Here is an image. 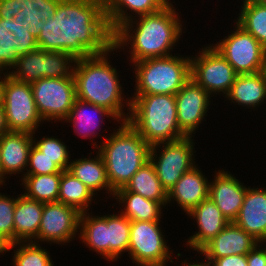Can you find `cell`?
<instances>
[{
  "label": "cell",
  "instance_id": "4dcf8cb0",
  "mask_svg": "<svg viewBox=\"0 0 266 266\" xmlns=\"http://www.w3.org/2000/svg\"><path fill=\"white\" fill-rule=\"evenodd\" d=\"M96 198L98 197L85 184L68 170H63L60 179L58 202L72 206L80 213H83L90 211L91 203L93 201L95 203Z\"/></svg>",
  "mask_w": 266,
  "mask_h": 266
},
{
  "label": "cell",
  "instance_id": "8fae6325",
  "mask_svg": "<svg viewBox=\"0 0 266 266\" xmlns=\"http://www.w3.org/2000/svg\"><path fill=\"white\" fill-rule=\"evenodd\" d=\"M3 107L9 132L38 133L44 123L38 114L31 84L14 79L6 70Z\"/></svg>",
  "mask_w": 266,
  "mask_h": 266
},
{
  "label": "cell",
  "instance_id": "e575fe53",
  "mask_svg": "<svg viewBox=\"0 0 266 266\" xmlns=\"http://www.w3.org/2000/svg\"><path fill=\"white\" fill-rule=\"evenodd\" d=\"M16 247V248H15ZM13 249V266H55L50 252L40 244L33 242H16L9 245L6 252Z\"/></svg>",
  "mask_w": 266,
  "mask_h": 266
},
{
  "label": "cell",
  "instance_id": "bcb514c9",
  "mask_svg": "<svg viewBox=\"0 0 266 266\" xmlns=\"http://www.w3.org/2000/svg\"><path fill=\"white\" fill-rule=\"evenodd\" d=\"M255 1L261 4L262 6L266 7V0H255Z\"/></svg>",
  "mask_w": 266,
  "mask_h": 266
},
{
  "label": "cell",
  "instance_id": "f546056e",
  "mask_svg": "<svg viewBox=\"0 0 266 266\" xmlns=\"http://www.w3.org/2000/svg\"><path fill=\"white\" fill-rule=\"evenodd\" d=\"M124 188L146 199L160 202L164 207L167 206L168 193L160 183L150 160L132 176Z\"/></svg>",
  "mask_w": 266,
  "mask_h": 266
},
{
  "label": "cell",
  "instance_id": "4316f807",
  "mask_svg": "<svg viewBox=\"0 0 266 266\" xmlns=\"http://www.w3.org/2000/svg\"><path fill=\"white\" fill-rule=\"evenodd\" d=\"M44 203L19 194L14 210V243L33 242L38 236Z\"/></svg>",
  "mask_w": 266,
  "mask_h": 266
},
{
  "label": "cell",
  "instance_id": "6da1fadb",
  "mask_svg": "<svg viewBox=\"0 0 266 266\" xmlns=\"http://www.w3.org/2000/svg\"><path fill=\"white\" fill-rule=\"evenodd\" d=\"M104 0H61L56 14L42 21L31 44L46 51H61L76 59L101 55L113 47Z\"/></svg>",
  "mask_w": 266,
  "mask_h": 266
},
{
  "label": "cell",
  "instance_id": "277c9868",
  "mask_svg": "<svg viewBox=\"0 0 266 266\" xmlns=\"http://www.w3.org/2000/svg\"><path fill=\"white\" fill-rule=\"evenodd\" d=\"M119 124L113 133L103 136L102 143L92 142L104 161L107 179L114 191L125 187L132 176L149 161L151 148L128 122Z\"/></svg>",
  "mask_w": 266,
  "mask_h": 266
},
{
  "label": "cell",
  "instance_id": "f6af8a7d",
  "mask_svg": "<svg viewBox=\"0 0 266 266\" xmlns=\"http://www.w3.org/2000/svg\"><path fill=\"white\" fill-rule=\"evenodd\" d=\"M10 243L0 234V254L4 255Z\"/></svg>",
  "mask_w": 266,
  "mask_h": 266
},
{
  "label": "cell",
  "instance_id": "ba28073f",
  "mask_svg": "<svg viewBox=\"0 0 266 266\" xmlns=\"http://www.w3.org/2000/svg\"><path fill=\"white\" fill-rule=\"evenodd\" d=\"M193 138L185 137L172 142H162L150 148L149 160L167 193L185 172L196 165Z\"/></svg>",
  "mask_w": 266,
  "mask_h": 266
},
{
  "label": "cell",
  "instance_id": "e0dca14e",
  "mask_svg": "<svg viewBox=\"0 0 266 266\" xmlns=\"http://www.w3.org/2000/svg\"><path fill=\"white\" fill-rule=\"evenodd\" d=\"M215 175L209 183L208 197L216 204L229 222H234L242 207L248 186L228 172V170H215Z\"/></svg>",
  "mask_w": 266,
  "mask_h": 266
},
{
  "label": "cell",
  "instance_id": "8d00e7d4",
  "mask_svg": "<svg viewBox=\"0 0 266 266\" xmlns=\"http://www.w3.org/2000/svg\"><path fill=\"white\" fill-rule=\"evenodd\" d=\"M0 192V234L10 243H14V210L17 197Z\"/></svg>",
  "mask_w": 266,
  "mask_h": 266
},
{
  "label": "cell",
  "instance_id": "d6986e66",
  "mask_svg": "<svg viewBox=\"0 0 266 266\" xmlns=\"http://www.w3.org/2000/svg\"><path fill=\"white\" fill-rule=\"evenodd\" d=\"M187 216L195 219L198 231L189 236L186 246L196 252H199L230 223L209 197L194 207Z\"/></svg>",
  "mask_w": 266,
  "mask_h": 266
},
{
  "label": "cell",
  "instance_id": "9c48e42d",
  "mask_svg": "<svg viewBox=\"0 0 266 266\" xmlns=\"http://www.w3.org/2000/svg\"><path fill=\"white\" fill-rule=\"evenodd\" d=\"M159 225L160 221H131L127 255L136 266H168V263H173L174 251L167 245Z\"/></svg>",
  "mask_w": 266,
  "mask_h": 266
},
{
  "label": "cell",
  "instance_id": "9a60e30c",
  "mask_svg": "<svg viewBox=\"0 0 266 266\" xmlns=\"http://www.w3.org/2000/svg\"><path fill=\"white\" fill-rule=\"evenodd\" d=\"M80 215L76 208L61 202L44 203L38 236L33 243L69 244L79 235Z\"/></svg>",
  "mask_w": 266,
  "mask_h": 266
},
{
  "label": "cell",
  "instance_id": "83f0119b",
  "mask_svg": "<svg viewBox=\"0 0 266 266\" xmlns=\"http://www.w3.org/2000/svg\"><path fill=\"white\" fill-rule=\"evenodd\" d=\"M113 198L123 206L119 212L130 221H161L163 217L162 209L165 207L160 202L146 199L124 187L117 189Z\"/></svg>",
  "mask_w": 266,
  "mask_h": 266
},
{
  "label": "cell",
  "instance_id": "ffe728a7",
  "mask_svg": "<svg viewBox=\"0 0 266 266\" xmlns=\"http://www.w3.org/2000/svg\"><path fill=\"white\" fill-rule=\"evenodd\" d=\"M259 241L246 233L234 222H230L215 238L197 254L205 259H219L232 255H247Z\"/></svg>",
  "mask_w": 266,
  "mask_h": 266
},
{
  "label": "cell",
  "instance_id": "3957f363",
  "mask_svg": "<svg viewBox=\"0 0 266 266\" xmlns=\"http://www.w3.org/2000/svg\"><path fill=\"white\" fill-rule=\"evenodd\" d=\"M114 52L119 51L113 46L104 54L76 59L73 70L76 98L109 110L119 122H127L131 99L125 98L119 79L120 72L109 61V56Z\"/></svg>",
  "mask_w": 266,
  "mask_h": 266
},
{
  "label": "cell",
  "instance_id": "7bdbcfd3",
  "mask_svg": "<svg viewBox=\"0 0 266 266\" xmlns=\"http://www.w3.org/2000/svg\"><path fill=\"white\" fill-rule=\"evenodd\" d=\"M8 132L9 129L6 122L5 109L3 106H0V136Z\"/></svg>",
  "mask_w": 266,
  "mask_h": 266
},
{
  "label": "cell",
  "instance_id": "ab89813d",
  "mask_svg": "<svg viewBox=\"0 0 266 266\" xmlns=\"http://www.w3.org/2000/svg\"><path fill=\"white\" fill-rule=\"evenodd\" d=\"M210 266H248L247 255H232L219 259H205Z\"/></svg>",
  "mask_w": 266,
  "mask_h": 266
},
{
  "label": "cell",
  "instance_id": "d590c367",
  "mask_svg": "<svg viewBox=\"0 0 266 266\" xmlns=\"http://www.w3.org/2000/svg\"><path fill=\"white\" fill-rule=\"evenodd\" d=\"M33 135V145L44 153L45 156L52 159L62 170H68L71 162V156L67 144L55 136H43L37 140L35 133ZM37 140V141H36Z\"/></svg>",
  "mask_w": 266,
  "mask_h": 266
},
{
  "label": "cell",
  "instance_id": "d4e9b609",
  "mask_svg": "<svg viewBox=\"0 0 266 266\" xmlns=\"http://www.w3.org/2000/svg\"><path fill=\"white\" fill-rule=\"evenodd\" d=\"M235 105L257 109L266 100V70L254 74H239L224 97ZM266 103V101H265Z\"/></svg>",
  "mask_w": 266,
  "mask_h": 266
},
{
  "label": "cell",
  "instance_id": "cb8c5ba5",
  "mask_svg": "<svg viewBox=\"0 0 266 266\" xmlns=\"http://www.w3.org/2000/svg\"><path fill=\"white\" fill-rule=\"evenodd\" d=\"M170 2V0H104V7L108 24L114 33L125 22L138 16L155 13Z\"/></svg>",
  "mask_w": 266,
  "mask_h": 266
},
{
  "label": "cell",
  "instance_id": "7c38bea8",
  "mask_svg": "<svg viewBox=\"0 0 266 266\" xmlns=\"http://www.w3.org/2000/svg\"><path fill=\"white\" fill-rule=\"evenodd\" d=\"M197 54L190 56V77L212 97L218 94L225 97L238 74L211 44L203 45Z\"/></svg>",
  "mask_w": 266,
  "mask_h": 266
},
{
  "label": "cell",
  "instance_id": "603a6c76",
  "mask_svg": "<svg viewBox=\"0 0 266 266\" xmlns=\"http://www.w3.org/2000/svg\"><path fill=\"white\" fill-rule=\"evenodd\" d=\"M103 117L113 119V122L115 120L117 124L120 123L109 110L76 98L70 114L63 122L73 125L72 129H74L75 134L84 139L89 137L92 142L97 136H103V134L100 135L102 129L100 128L102 126L101 123L104 122Z\"/></svg>",
  "mask_w": 266,
  "mask_h": 266
},
{
  "label": "cell",
  "instance_id": "836d02e7",
  "mask_svg": "<svg viewBox=\"0 0 266 266\" xmlns=\"http://www.w3.org/2000/svg\"><path fill=\"white\" fill-rule=\"evenodd\" d=\"M236 21L266 49V7L255 0H243Z\"/></svg>",
  "mask_w": 266,
  "mask_h": 266
},
{
  "label": "cell",
  "instance_id": "60d3db41",
  "mask_svg": "<svg viewBox=\"0 0 266 266\" xmlns=\"http://www.w3.org/2000/svg\"><path fill=\"white\" fill-rule=\"evenodd\" d=\"M247 263L248 266H266L265 241L259 242V244L247 254Z\"/></svg>",
  "mask_w": 266,
  "mask_h": 266
},
{
  "label": "cell",
  "instance_id": "52a82bcc",
  "mask_svg": "<svg viewBox=\"0 0 266 266\" xmlns=\"http://www.w3.org/2000/svg\"><path fill=\"white\" fill-rule=\"evenodd\" d=\"M130 66L135 72L133 95H175L191 78L190 55L149 58Z\"/></svg>",
  "mask_w": 266,
  "mask_h": 266
},
{
  "label": "cell",
  "instance_id": "ac0fdd59",
  "mask_svg": "<svg viewBox=\"0 0 266 266\" xmlns=\"http://www.w3.org/2000/svg\"><path fill=\"white\" fill-rule=\"evenodd\" d=\"M32 145L33 135L30 133L8 132L0 136L1 186H4L7 177L12 175L21 174L22 178L24 177Z\"/></svg>",
  "mask_w": 266,
  "mask_h": 266
},
{
  "label": "cell",
  "instance_id": "1f68e13d",
  "mask_svg": "<svg viewBox=\"0 0 266 266\" xmlns=\"http://www.w3.org/2000/svg\"><path fill=\"white\" fill-rule=\"evenodd\" d=\"M62 172L43 175H24L21 178V186H24L22 194L27 198L42 203L57 202L60 190Z\"/></svg>",
  "mask_w": 266,
  "mask_h": 266
},
{
  "label": "cell",
  "instance_id": "4fadbf2b",
  "mask_svg": "<svg viewBox=\"0 0 266 266\" xmlns=\"http://www.w3.org/2000/svg\"><path fill=\"white\" fill-rule=\"evenodd\" d=\"M38 114L46 122H63L76 99L75 79L42 78L31 83ZM53 120V121H52Z\"/></svg>",
  "mask_w": 266,
  "mask_h": 266
},
{
  "label": "cell",
  "instance_id": "7a4b0ae2",
  "mask_svg": "<svg viewBox=\"0 0 266 266\" xmlns=\"http://www.w3.org/2000/svg\"><path fill=\"white\" fill-rule=\"evenodd\" d=\"M172 3L155 13L131 19L114 32L113 46L119 51L126 46L129 63L174 54L171 52L183 36L184 22Z\"/></svg>",
  "mask_w": 266,
  "mask_h": 266
},
{
  "label": "cell",
  "instance_id": "30bf717a",
  "mask_svg": "<svg viewBox=\"0 0 266 266\" xmlns=\"http://www.w3.org/2000/svg\"><path fill=\"white\" fill-rule=\"evenodd\" d=\"M234 30L212 46L239 74H254L266 70V49L237 22Z\"/></svg>",
  "mask_w": 266,
  "mask_h": 266
},
{
  "label": "cell",
  "instance_id": "2e32d148",
  "mask_svg": "<svg viewBox=\"0 0 266 266\" xmlns=\"http://www.w3.org/2000/svg\"><path fill=\"white\" fill-rule=\"evenodd\" d=\"M211 97L192 78L175 94L178 125L186 137H194L199 125L206 121Z\"/></svg>",
  "mask_w": 266,
  "mask_h": 266
},
{
  "label": "cell",
  "instance_id": "7402d4cb",
  "mask_svg": "<svg viewBox=\"0 0 266 266\" xmlns=\"http://www.w3.org/2000/svg\"><path fill=\"white\" fill-rule=\"evenodd\" d=\"M234 223L257 241H266V188H247Z\"/></svg>",
  "mask_w": 266,
  "mask_h": 266
},
{
  "label": "cell",
  "instance_id": "8992f818",
  "mask_svg": "<svg viewBox=\"0 0 266 266\" xmlns=\"http://www.w3.org/2000/svg\"><path fill=\"white\" fill-rule=\"evenodd\" d=\"M130 99L127 122L150 146L186 137L178 125L175 95H131Z\"/></svg>",
  "mask_w": 266,
  "mask_h": 266
},
{
  "label": "cell",
  "instance_id": "74e56055",
  "mask_svg": "<svg viewBox=\"0 0 266 266\" xmlns=\"http://www.w3.org/2000/svg\"><path fill=\"white\" fill-rule=\"evenodd\" d=\"M28 169L25 175H43L63 172V170L50 158L44 155L34 145L29 153Z\"/></svg>",
  "mask_w": 266,
  "mask_h": 266
},
{
  "label": "cell",
  "instance_id": "5bb4252c",
  "mask_svg": "<svg viewBox=\"0 0 266 266\" xmlns=\"http://www.w3.org/2000/svg\"><path fill=\"white\" fill-rule=\"evenodd\" d=\"M61 0H17L18 14L0 34V45L12 42L31 45L38 37L42 21L56 14Z\"/></svg>",
  "mask_w": 266,
  "mask_h": 266
},
{
  "label": "cell",
  "instance_id": "f1b7e54d",
  "mask_svg": "<svg viewBox=\"0 0 266 266\" xmlns=\"http://www.w3.org/2000/svg\"><path fill=\"white\" fill-rule=\"evenodd\" d=\"M91 214V215H90ZM108 214L83 212L79 221V239L91 251L108 261Z\"/></svg>",
  "mask_w": 266,
  "mask_h": 266
},
{
  "label": "cell",
  "instance_id": "ee69618b",
  "mask_svg": "<svg viewBox=\"0 0 266 266\" xmlns=\"http://www.w3.org/2000/svg\"><path fill=\"white\" fill-rule=\"evenodd\" d=\"M181 264H183V266H210L209 263L205 260V258H204V261H202V262L201 261L198 262V260L196 259V263H195V261L187 262V258H186V260H184V262L182 261Z\"/></svg>",
  "mask_w": 266,
  "mask_h": 266
},
{
  "label": "cell",
  "instance_id": "b9f144b4",
  "mask_svg": "<svg viewBox=\"0 0 266 266\" xmlns=\"http://www.w3.org/2000/svg\"><path fill=\"white\" fill-rule=\"evenodd\" d=\"M5 68L0 64V106L4 105Z\"/></svg>",
  "mask_w": 266,
  "mask_h": 266
},
{
  "label": "cell",
  "instance_id": "d6a6232c",
  "mask_svg": "<svg viewBox=\"0 0 266 266\" xmlns=\"http://www.w3.org/2000/svg\"><path fill=\"white\" fill-rule=\"evenodd\" d=\"M108 214V261L116 262L128 252L131 221L124 215Z\"/></svg>",
  "mask_w": 266,
  "mask_h": 266
},
{
  "label": "cell",
  "instance_id": "5b68a950",
  "mask_svg": "<svg viewBox=\"0 0 266 266\" xmlns=\"http://www.w3.org/2000/svg\"><path fill=\"white\" fill-rule=\"evenodd\" d=\"M75 62L76 58L68 52L46 51L12 42L0 45V64L7 74L29 84L42 78L71 77Z\"/></svg>",
  "mask_w": 266,
  "mask_h": 266
},
{
  "label": "cell",
  "instance_id": "44dd1931",
  "mask_svg": "<svg viewBox=\"0 0 266 266\" xmlns=\"http://www.w3.org/2000/svg\"><path fill=\"white\" fill-rule=\"evenodd\" d=\"M200 169V170H199ZM210 181L201 168L195 165L185 172L168 192V204H178L186 215L203 200L208 198Z\"/></svg>",
  "mask_w": 266,
  "mask_h": 266
},
{
  "label": "cell",
  "instance_id": "f35d334b",
  "mask_svg": "<svg viewBox=\"0 0 266 266\" xmlns=\"http://www.w3.org/2000/svg\"><path fill=\"white\" fill-rule=\"evenodd\" d=\"M19 11L17 0H0V34L11 24Z\"/></svg>",
  "mask_w": 266,
  "mask_h": 266
},
{
  "label": "cell",
  "instance_id": "484cf974",
  "mask_svg": "<svg viewBox=\"0 0 266 266\" xmlns=\"http://www.w3.org/2000/svg\"><path fill=\"white\" fill-rule=\"evenodd\" d=\"M94 151H96L94 158L91 157L93 152H90L88 157L71 159L68 171L85 184L95 196L104 190L113 199L115 191L108 182L104 161L97 150Z\"/></svg>",
  "mask_w": 266,
  "mask_h": 266
}]
</instances>
